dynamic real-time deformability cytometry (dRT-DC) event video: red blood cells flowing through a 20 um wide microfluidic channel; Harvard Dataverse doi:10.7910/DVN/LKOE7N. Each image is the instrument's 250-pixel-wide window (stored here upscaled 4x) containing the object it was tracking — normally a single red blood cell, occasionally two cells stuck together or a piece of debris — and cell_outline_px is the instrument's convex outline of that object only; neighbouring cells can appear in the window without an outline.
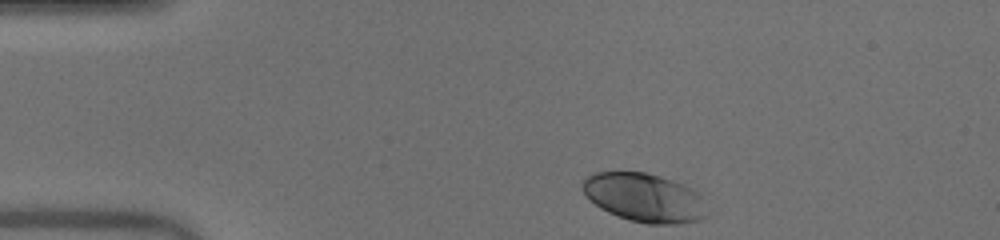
{"species": "human", "species_latin": "Homo sapiens", "temperature_condition": "warm", "stored_images_in_passage": 37, "camera_frame_rate_fps": 3000, "um_per_image_px": 0.085, "donor": {"sex": "male"}, "frame": {"image": 1, "passage_image": 1, "time_ms": 0.0, "image_size_px": [1000, 240], "cell_outline_px": [[708, 216], [700, 220], [680, 224], [648, 224], [628, 220], [608, 212], [600, 208], [580, 188], [580, 184], [588, 176], [596, 172], [644, 172], [660, 176], [672, 180], [692, 188], [700, 196]], "centroid_in_image_um": [54.77, 16.81], "position_along_channel_um": 30.2, "area_um2": 35.26}}
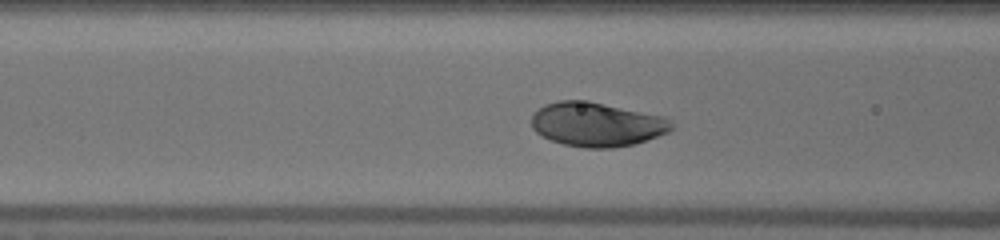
{"frame": {"image": 2, "passage_image": 12, "time_ms": 3.667, "image_size_px": [1000, 240], "cell_outline_px": [[676, 124], [668, 132], [632, 144], [612, 148], [584, 148], [564, 144], [552, 140], [536, 132], [532, 128], [532, 116], [544, 104], [560, 100], [588, 100], [664, 116]], "centroid_in_image_um": [50.74, 10.56], "position_along_channel_um": 115.9, "area_um2": 35.95}}
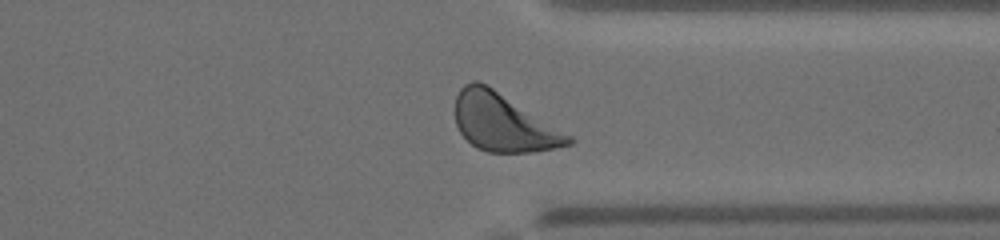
{"frame": {"image": 3, "passage_image": 31, "time_ms": 10.0, "image_size_px": [1000, 240], "cell_outline_px": [[576, 140], [572, 144], [532, 152], [488, 152], [476, 148], [460, 132], [456, 124], [456, 96], [460, 88], [464, 84], [472, 80], [476, 80], [492, 88], [572, 136]], "centroid_in_image_um": [42.77, 10.43], "position_along_channel_um": 368.6, "area_um2": 37.45}, "authors_computed_cell_mechanics": {"area_um2": 35.3158, "velocity_mm_per_s": 4.0146, "shape_relaxation_time_tau1_ms": 1.1228, "shape_relaxation_time_tau2_ms": null, "deformation_change_tau1": 0.1426, "deformation_change_tau2": null}}